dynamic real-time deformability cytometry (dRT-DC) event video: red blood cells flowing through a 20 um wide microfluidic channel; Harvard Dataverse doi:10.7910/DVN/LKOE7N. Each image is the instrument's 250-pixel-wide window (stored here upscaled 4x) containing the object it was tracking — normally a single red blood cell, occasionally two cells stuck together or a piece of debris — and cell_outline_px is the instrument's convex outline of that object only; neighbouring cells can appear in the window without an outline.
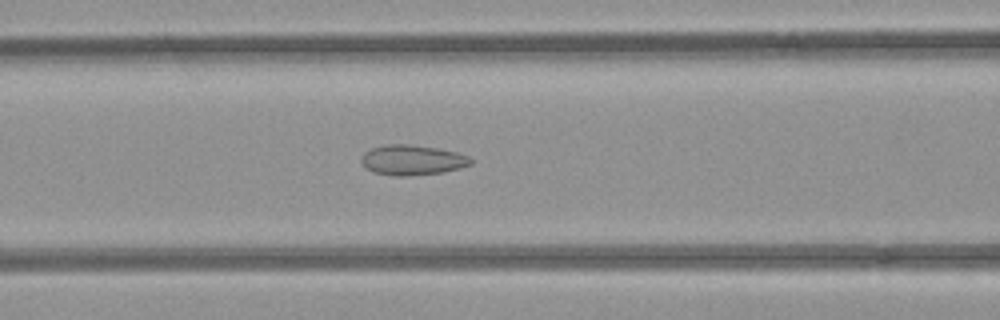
{"species": "common noctule bat (a hibernating species)", "species_latin": "Nyctalus noctula", "temperature_condition": "room temperature", "stored_images_in_passage": 53, "camera_frame_rate_fps": 3000, "um_per_image_px": 0.085, "animal": {"sex": "female", "body_mass_g": 21.9}, "frame": {"image": 1, "passage_image": 22, "time_ms": 7.0, "image_size_px": [1000, 320], "cell_outline_px": [[472, 164], [460, 168], [444, 172], [408, 176], [392, 176], [372, 172], [360, 160], [364, 152], [372, 148], [388, 144], [408, 144], [436, 148], [456, 152], [468, 156], [472, 160]], "centroid_in_image_um": [35.04, 13.61], "position_along_channel_um": 131.6, "area_um2": 19.19}}
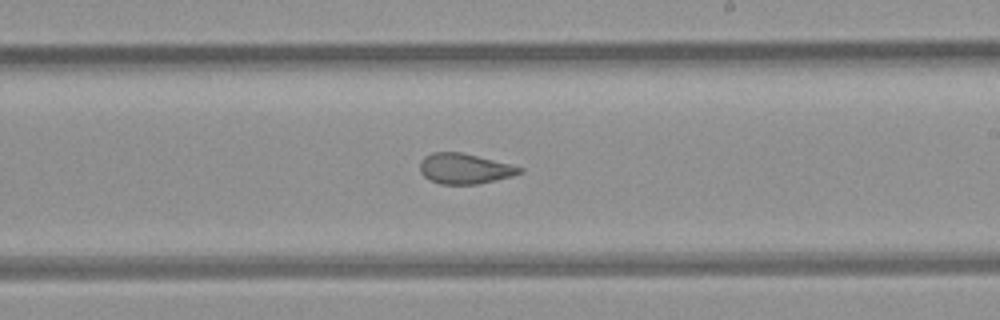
{"frame": {"image": 2, "passage_image": 31, "time_ms": 10.0, "image_size_px": [1000, 320], "cell_outline_px": [[524, 172], [512, 176], [496, 180], [476, 184], [440, 184], [424, 176], [420, 172], [420, 160], [424, 156], [432, 152], [460, 152], [524, 168]], "centroid_in_image_um": [39.47, 14.34], "position_along_channel_um": 249.5, "area_um2": 17.46}}
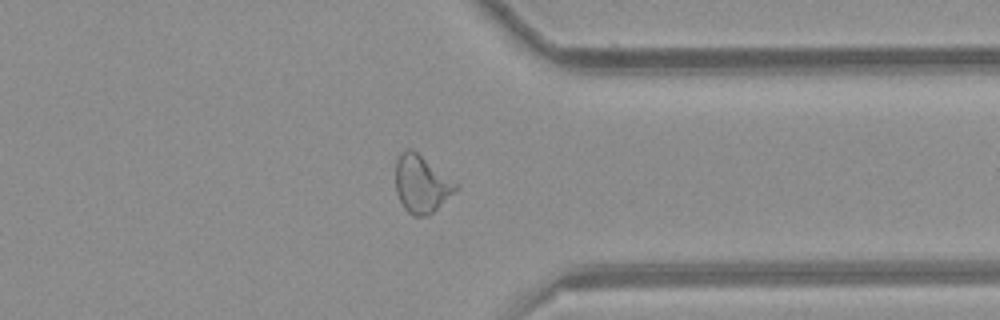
{"frame": {"image": 3, "passage_image": 41, "time_ms": 13.333, "image_size_px": [1000, 320], "cell_outline_px": [[460, 188], [428, 216], [412, 216], [404, 208], [396, 192], [396, 156], [400, 152], [408, 148], [412, 148], [460, 184]], "centroid_in_image_um": [35.84, 15.62], "position_along_channel_um": 375.6, "area_um2": 20.52}, "authors_computed_cell_mechanics": {"area_um2": 20.519, "velocity_mm_per_s": 3.9443, "shape_relaxation_time_tau1_ms": null, "shape_relaxation_time_tau2_ms": 1.5232, "deformation_change_tau1": null, "deformation_change_tau2": 0.0753}}